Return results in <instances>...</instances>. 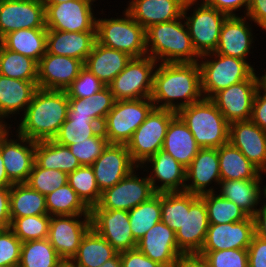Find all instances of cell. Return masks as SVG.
Returning <instances> with one entry per match:
<instances>
[{"label":"cell","mask_w":266,"mask_h":267,"mask_svg":"<svg viewBox=\"0 0 266 267\" xmlns=\"http://www.w3.org/2000/svg\"><path fill=\"white\" fill-rule=\"evenodd\" d=\"M96 1L70 0L59 4L44 5L47 30L66 32L96 31L97 17L94 14V2Z\"/></svg>","instance_id":"obj_12"},{"label":"cell","mask_w":266,"mask_h":267,"mask_svg":"<svg viewBox=\"0 0 266 267\" xmlns=\"http://www.w3.org/2000/svg\"><path fill=\"white\" fill-rule=\"evenodd\" d=\"M263 180V173L257 179L221 180L216 193L234 202L238 207L243 209L248 216L253 217L259 209L258 206L263 204L262 201H266V185L264 186L262 184Z\"/></svg>","instance_id":"obj_28"},{"label":"cell","mask_w":266,"mask_h":267,"mask_svg":"<svg viewBox=\"0 0 266 267\" xmlns=\"http://www.w3.org/2000/svg\"><path fill=\"white\" fill-rule=\"evenodd\" d=\"M246 16L255 26L266 31V0H250Z\"/></svg>","instance_id":"obj_57"},{"label":"cell","mask_w":266,"mask_h":267,"mask_svg":"<svg viewBox=\"0 0 266 267\" xmlns=\"http://www.w3.org/2000/svg\"><path fill=\"white\" fill-rule=\"evenodd\" d=\"M177 267H206L204 263L196 257L183 258Z\"/></svg>","instance_id":"obj_60"},{"label":"cell","mask_w":266,"mask_h":267,"mask_svg":"<svg viewBox=\"0 0 266 267\" xmlns=\"http://www.w3.org/2000/svg\"><path fill=\"white\" fill-rule=\"evenodd\" d=\"M45 214L48 213L44 195L26 183L13 184L10 187L11 221L15 218Z\"/></svg>","instance_id":"obj_37"},{"label":"cell","mask_w":266,"mask_h":267,"mask_svg":"<svg viewBox=\"0 0 266 267\" xmlns=\"http://www.w3.org/2000/svg\"><path fill=\"white\" fill-rule=\"evenodd\" d=\"M198 64L202 93L204 98L209 99L217 92L247 80L257 72L251 62L216 52L200 56Z\"/></svg>","instance_id":"obj_5"},{"label":"cell","mask_w":266,"mask_h":267,"mask_svg":"<svg viewBox=\"0 0 266 267\" xmlns=\"http://www.w3.org/2000/svg\"><path fill=\"white\" fill-rule=\"evenodd\" d=\"M22 242L10 228H0V265L18 267Z\"/></svg>","instance_id":"obj_52"},{"label":"cell","mask_w":266,"mask_h":267,"mask_svg":"<svg viewBox=\"0 0 266 267\" xmlns=\"http://www.w3.org/2000/svg\"><path fill=\"white\" fill-rule=\"evenodd\" d=\"M46 28L40 0H0V39L19 29Z\"/></svg>","instance_id":"obj_17"},{"label":"cell","mask_w":266,"mask_h":267,"mask_svg":"<svg viewBox=\"0 0 266 267\" xmlns=\"http://www.w3.org/2000/svg\"><path fill=\"white\" fill-rule=\"evenodd\" d=\"M101 129L102 126L90 116L75 115L68 109L67 119L53 140L61 145L69 146L77 142L87 141Z\"/></svg>","instance_id":"obj_38"},{"label":"cell","mask_w":266,"mask_h":267,"mask_svg":"<svg viewBox=\"0 0 266 267\" xmlns=\"http://www.w3.org/2000/svg\"><path fill=\"white\" fill-rule=\"evenodd\" d=\"M68 101V109L75 115L90 116L101 126L116 102L108 86H105L90 98H68Z\"/></svg>","instance_id":"obj_39"},{"label":"cell","mask_w":266,"mask_h":267,"mask_svg":"<svg viewBox=\"0 0 266 267\" xmlns=\"http://www.w3.org/2000/svg\"><path fill=\"white\" fill-rule=\"evenodd\" d=\"M265 71V72H264ZM263 73V76H264V83L266 84V70H262Z\"/></svg>","instance_id":"obj_65"},{"label":"cell","mask_w":266,"mask_h":267,"mask_svg":"<svg viewBox=\"0 0 266 267\" xmlns=\"http://www.w3.org/2000/svg\"><path fill=\"white\" fill-rule=\"evenodd\" d=\"M130 228L136 241L156 223L161 221V193H155L148 200L128 211Z\"/></svg>","instance_id":"obj_41"},{"label":"cell","mask_w":266,"mask_h":267,"mask_svg":"<svg viewBox=\"0 0 266 267\" xmlns=\"http://www.w3.org/2000/svg\"><path fill=\"white\" fill-rule=\"evenodd\" d=\"M158 62L146 55L132 58L113 81L107 85L116 101L150 98Z\"/></svg>","instance_id":"obj_9"},{"label":"cell","mask_w":266,"mask_h":267,"mask_svg":"<svg viewBox=\"0 0 266 267\" xmlns=\"http://www.w3.org/2000/svg\"><path fill=\"white\" fill-rule=\"evenodd\" d=\"M131 59L127 53L105 47L96 41L84 67L107 86L125 69Z\"/></svg>","instance_id":"obj_31"},{"label":"cell","mask_w":266,"mask_h":267,"mask_svg":"<svg viewBox=\"0 0 266 267\" xmlns=\"http://www.w3.org/2000/svg\"><path fill=\"white\" fill-rule=\"evenodd\" d=\"M255 235L252 216L239 222L209 224L201 251L247 249Z\"/></svg>","instance_id":"obj_22"},{"label":"cell","mask_w":266,"mask_h":267,"mask_svg":"<svg viewBox=\"0 0 266 267\" xmlns=\"http://www.w3.org/2000/svg\"><path fill=\"white\" fill-rule=\"evenodd\" d=\"M198 197L188 192H162L161 193V221L176 232L184 219V208Z\"/></svg>","instance_id":"obj_44"},{"label":"cell","mask_w":266,"mask_h":267,"mask_svg":"<svg viewBox=\"0 0 266 267\" xmlns=\"http://www.w3.org/2000/svg\"><path fill=\"white\" fill-rule=\"evenodd\" d=\"M250 120L266 132V84L264 82L255 93Z\"/></svg>","instance_id":"obj_53"},{"label":"cell","mask_w":266,"mask_h":267,"mask_svg":"<svg viewBox=\"0 0 266 267\" xmlns=\"http://www.w3.org/2000/svg\"><path fill=\"white\" fill-rule=\"evenodd\" d=\"M175 115L173 110L154 108L135 130L127 148L138 167L162 150L168 126Z\"/></svg>","instance_id":"obj_10"},{"label":"cell","mask_w":266,"mask_h":267,"mask_svg":"<svg viewBox=\"0 0 266 267\" xmlns=\"http://www.w3.org/2000/svg\"><path fill=\"white\" fill-rule=\"evenodd\" d=\"M90 228L91 215H54L47 239L64 261H71Z\"/></svg>","instance_id":"obj_14"},{"label":"cell","mask_w":266,"mask_h":267,"mask_svg":"<svg viewBox=\"0 0 266 267\" xmlns=\"http://www.w3.org/2000/svg\"><path fill=\"white\" fill-rule=\"evenodd\" d=\"M96 41V31L47 30L48 53L79 59L83 63H85Z\"/></svg>","instance_id":"obj_30"},{"label":"cell","mask_w":266,"mask_h":267,"mask_svg":"<svg viewBox=\"0 0 266 267\" xmlns=\"http://www.w3.org/2000/svg\"><path fill=\"white\" fill-rule=\"evenodd\" d=\"M83 67L79 59L46 52L38 62V88L66 90Z\"/></svg>","instance_id":"obj_24"},{"label":"cell","mask_w":266,"mask_h":267,"mask_svg":"<svg viewBox=\"0 0 266 267\" xmlns=\"http://www.w3.org/2000/svg\"><path fill=\"white\" fill-rule=\"evenodd\" d=\"M154 108L151 98L116 101L102 125L109 144L127 145L135 130Z\"/></svg>","instance_id":"obj_8"},{"label":"cell","mask_w":266,"mask_h":267,"mask_svg":"<svg viewBox=\"0 0 266 267\" xmlns=\"http://www.w3.org/2000/svg\"><path fill=\"white\" fill-rule=\"evenodd\" d=\"M106 85L102 83L93 73L83 67L79 75L66 89L68 98H90L103 89Z\"/></svg>","instance_id":"obj_51"},{"label":"cell","mask_w":266,"mask_h":267,"mask_svg":"<svg viewBox=\"0 0 266 267\" xmlns=\"http://www.w3.org/2000/svg\"><path fill=\"white\" fill-rule=\"evenodd\" d=\"M176 114L188 126L198 146L219 148L228 143L229 123L209 98L179 109Z\"/></svg>","instance_id":"obj_4"},{"label":"cell","mask_w":266,"mask_h":267,"mask_svg":"<svg viewBox=\"0 0 266 267\" xmlns=\"http://www.w3.org/2000/svg\"><path fill=\"white\" fill-rule=\"evenodd\" d=\"M206 267H248L247 249L200 251L196 256Z\"/></svg>","instance_id":"obj_49"},{"label":"cell","mask_w":266,"mask_h":267,"mask_svg":"<svg viewBox=\"0 0 266 267\" xmlns=\"http://www.w3.org/2000/svg\"><path fill=\"white\" fill-rule=\"evenodd\" d=\"M35 163L44 169H56L67 174L82 166L68 146L52 140L35 141Z\"/></svg>","instance_id":"obj_36"},{"label":"cell","mask_w":266,"mask_h":267,"mask_svg":"<svg viewBox=\"0 0 266 267\" xmlns=\"http://www.w3.org/2000/svg\"><path fill=\"white\" fill-rule=\"evenodd\" d=\"M188 11L192 13L188 14ZM182 16L196 53L202 56L215 52L222 24L228 16L202 0H186Z\"/></svg>","instance_id":"obj_7"},{"label":"cell","mask_w":266,"mask_h":267,"mask_svg":"<svg viewBox=\"0 0 266 267\" xmlns=\"http://www.w3.org/2000/svg\"><path fill=\"white\" fill-rule=\"evenodd\" d=\"M260 74L255 72L249 79L233 84L211 98L229 124L250 120L255 93L264 82V76Z\"/></svg>","instance_id":"obj_13"},{"label":"cell","mask_w":266,"mask_h":267,"mask_svg":"<svg viewBox=\"0 0 266 267\" xmlns=\"http://www.w3.org/2000/svg\"><path fill=\"white\" fill-rule=\"evenodd\" d=\"M151 100L155 108L177 112L204 98L198 62L158 63Z\"/></svg>","instance_id":"obj_1"},{"label":"cell","mask_w":266,"mask_h":267,"mask_svg":"<svg viewBox=\"0 0 266 267\" xmlns=\"http://www.w3.org/2000/svg\"><path fill=\"white\" fill-rule=\"evenodd\" d=\"M47 213L54 215H90V209L66 183L45 196Z\"/></svg>","instance_id":"obj_42"},{"label":"cell","mask_w":266,"mask_h":267,"mask_svg":"<svg viewBox=\"0 0 266 267\" xmlns=\"http://www.w3.org/2000/svg\"><path fill=\"white\" fill-rule=\"evenodd\" d=\"M228 142L266 174V132L251 120L229 124Z\"/></svg>","instance_id":"obj_26"},{"label":"cell","mask_w":266,"mask_h":267,"mask_svg":"<svg viewBox=\"0 0 266 267\" xmlns=\"http://www.w3.org/2000/svg\"><path fill=\"white\" fill-rule=\"evenodd\" d=\"M209 227L204 200L198 196L184 208L183 225L175 232L179 250L186 257H196L204 244Z\"/></svg>","instance_id":"obj_20"},{"label":"cell","mask_w":266,"mask_h":267,"mask_svg":"<svg viewBox=\"0 0 266 267\" xmlns=\"http://www.w3.org/2000/svg\"><path fill=\"white\" fill-rule=\"evenodd\" d=\"M230 16L223 22L216 53L247 61L255 43L252 21L247 16ZM251 21V22H250ZM251 23V24H250ZM253 43V44H252Z\"/></svg>","instance_id":"obj_25"},{"label":"cell","mask_w":266,"mask_h":267,"mask_svg":"<svg viewBox=\"0 0 266 267\" xmlns=\"http://www.w3.org/2000/svg\"><path fill=\"white\" fill-rule=\"evenodd\" d=\"M12 128L0 129L1 156L10 182L26 183L35 163V141L20 136L16 132H14L16 136L13 135Z\"/></svg>","instance_id":"obj_11"},{"label":"cell","mask_w":266,"mask_h":267,"mask_svg":"<svg viewBox=\"0 0 266 267\" xmlns=\"http://www.w3.org/2000/svg\"><path fill=\"white\" fill-rule=\"evenodd\" d=\"M0 44L39 62L47 52V28L19 29L3 36Z\"/></svg>","instance_id":"obj_33"},{"label":"cell","mask_w":266,"mask_h":267,"mask_svg":"<svg viewBox=\"0 0 266 267\" xmlns=\"http://www.w3.org/2000/svg\"><path fill=\"white\" fill-rule=\"evenodd\" d=\"M136 248L163 267H177L186 257L178 248L176 233L162 221L137 241Z\"/></svg>","instance_id":"obj_19"},{"label":"cell","mask_w":266,"mask_h":267,"mask_svg":"<svg viewBox=\"0 0 266 267\" xmlns=\"http://www.w3.org/2000/svg\"><path fill=\"white\" fill-rule=\"evenodd\" d=\"M68 174L56 169L40 168L34 163L26 184L46 196L67 183Z\"/></svg>","instance_id":"obj_48"},{"label":"cell","mask_w":266,"mask_h":267,"mask_svg":"<svg viewBox=\"0 0 266 267\" xmlns=\"http://www.w3.org/2000/svg\"><path fill=\"white\" fill-rule=\"evenodd\" d=\"M58 267H75L70 261H63Z\"/></svg>","instance_id":"obj_64"},{"label":"cell","mask_w":266,"mask_h":267,"mask_svg":"<svg viewBox=\"0 0 266 267\" xmlns=\"http://www.w3.org/2000/svg\"><path fill=\"white\" fill-rule=\"evenodd\" d=\"M91 167L102 193L119 183L138 166L133 162L127 145L108 144Z\"/></svg>","instance_id":"obj_18"},{"label":"cell","mask_w":266,"mask_h":267,"mask_svg":"<svg viewBox=\"0 0 266 267\" xmlns=\"http://www.w3.org/2000/svg\"><path fill=\"white\" fill-rule=\"evenodd\" d=\"M10 224V187H0V228H9Z\"/></svg>","instance_id":"obj_58"},{"label":"cell","mask_w":266,"mask_h":267,"mask_svg":"<svg viewBox=\"0 0 266 267\" xmlns=\"http://www.w3.org/2000/svg\"><path fill=\"white\" fill-rule=\"evenodd\" d=\"M248 250V267H266V241L254 235Z\"/></svg>","instance_id":"obj_56"},{"label":"cell","mask_w":266,"mask_h":267,"mask_svg":"<svg viewBox=\"0 0 266 267\" xmlns=\"http://www.w3.org/2000/svg\"><path fill=\"white\" fill-rule=\"evenodd\" d=\"M140 167L147 171L155 192H184L186 168L164 150H159Z\"/></svg>","instance_id":"obj_21"},{"label":"cell","mask_w":266,"mask_h":267,"mask_svg":"<svg viewBox=\"0 0 266 267\" xmlns=\"http://www.w3.org/2000/svg\"><path fill=\"white\" fill-rule=\"evenodd\" d=\"M50 219L51 216L48 214L15 218L11 221L9 228L22 243L47 239Z\"/></svg>","instance_id":"obj_47"},{"label":"cell","mask_w":266,"mask_h":267,"mask_svg":"<svg viewBox=\"0 0 266 267\" xmlns=\"http://www.w3.org/2000/svg\"><path fill=\"white\" fill-rule=\"evenodd\" d=\"M64 260L48 239L22 243L18 267H58Z\"/></svg>","instance_id":"obj_43"},{"label":"cell","mask_w":266,"mask_h":267,"mask_svg":"<svg viewBox=\"0 0 266 267\" xmlns=\"http://www.w3.org/2000/svg\"><path fill=\"white\" fill-rule=\"evenodd\" d=\"M38 89V82L23 81L4 77L0 75V126L11 127L5 119L20 117L26 111L35 91ZM22 112V114H20ZM12 116V117H11Z\"/></svg>","instance_id":"obj_27"},{"label":"cell","mask_w":266,"mask_h":267,"mask_svg":"<svg viewBox=\"0 0 266 267\" xmlns=\"http://www.w3.org/2000/svg\"><path fill=\"white\" fill-rule=\"evenodd\" d=\"M122 267H163L151 260L137 248L120 253Z\"/></svg>","instance_id":"obj_55"},{"label":"cell","mask_w":266,"mask_h":267,"mask_svg":"<svg viewBox=\"0 0 266 267\" xmlns=\"http://www.w3.org/2000/svg\"><path fill=\"white\" fill-rule=\"evenodd\" d=\"M67 183L90 210L100 202L102 193L91 166L82 165L69 173Z\"/></svg>","instance_id":"obj_46"},{"label":"cell","mask_w":266,"mask_h":267,"mask_svg":"<svg viewBox=\"0 0 266 267\" xmlns=\"http://www.w3.org/2000/svg\"><path fill=\"white\" fill-rule=\"evenodd\" d=\"M206 5L213 7L220 12L230 16H240L236 11H240L243 7L244 16L250 4V0H202Z\"/></svg>","instance_id":"obj_54"},{"label":"cell","mask_w":266,"mask_h":267,"mask_svg":"<svg viewBox=\"0 0 266 267\" xmlns=\"http://www.w3.org/2000/svg\"><path fill=\"white\" fill-rule=\"evenodd\" d=\"M135 168L119 183L102 192L98 206L101 209L129 211L152 197L156 192L153 190L148 176L140 177Z\"/></svg>","instance_id":"obj_15"},{"label":"cell","mask_w":266,"mask_h":267,"mask_svg":"<svg viewBox=\"0 0 266 267\" xmlns=\"http://www.w3.org/2000/svg\"><path fill=\"white\" fill-rule=\"evenodd\" d=\"M68 107L66 90L38 88L25 113L21 118L19 117L17 128H13V130L29 140H52L67 119Z\"/></svg>","instance_id":"obj_2"},{"label":"cell","mask_w":266,"mask_h":267,"mask_svg":"<svg viewBox=\"0 0 266 267\" xmlns=\"http://www.w3.org/2000/svg\"><path fill=\"white\" fill-rule=\"evenodd\" d=\"M91 227L118 252L137 247L125 210L101 209L98 205L90 210Z\"/></svg>","instance_id":"obj_16"},{"label":"cell","mask_w":266,"mask_h":267,"mask_svg":"<svg viewBox=\"0 0 266 267\" xmlns=\"http://www.w3.org/2000/svg\"><path fill=\"white\" fill-rule=\"evenodd\" d=\"M0 75L37 82L38 62L28 56L8 50L0 44Z\"/></svg>","instance_id":"obj_40"},{"label":"cell","mask_w":266,"mask_h":267,"mask_svg":"<svg viewBox=\"0 0 266 267\" xmlns=\"http://www.w3.org/2000/svg\"><path fill=\"white\" fill-rule=\"evenodd\" d=\"M186 0H129L124 9L145 30L151 25L182 16Z\"/></svg>","instance_id":"obj_29"},{"label":"cell","mask_w":266,"mask_h":267,"mask_svg":"<svg viewBox=\"0 0 266 267\" xmlns=\"http://www.w3.org/2000/svg\"><path fill=\"white\" fill-rule=\"evenodd\" d=\"M101 267H122L120 253H117L113 258L104 262Z\"/></svg>","instance_id":"obj_62"},{"label":"cell","mask_w":266,"mask_h":267,"mask_svg":"<svg viewBox=\"0 0 266 267\" xmlns=\"http://www.w3.org/2000/svg\"><path fill=\"white\" fill-rule=\"evenodd\" d=\"M200 197L205 202L209 224L239 222L248 217L243 209L216 192L205 193Z\"/></svg>","instance_id":"obj_45"},{"label":"cell","mask_w":266,"mask_h":267,"mask_svg":"<svg viewBox=\"0 0 266 267\" xmlns=\"http://www.w3.org/2000/svg\"><path fill=\"white\" fill-rule=\"evenodd\" d=\"M147 55L158 63H195L196 53L183 16L146 29Z\"/></svg>","instance_id":"obj_3"},{"label":"cell","mask_w":266,"mask_h":267,"mask_svg":"<svg viewBox=\"0 0 266 267\" xmlns=\"http://www.w3.org/2000/svg\"><path fill=\"white\" fill-rule=\"evenodd\" d=\"M13 184L10 182L3 163L0 150V187H11Z\"/></svg>","instance_id":"obj_61"},{"label":"cell","mask_w":266,"mask_h":267,"mask_svg":"<svg viewBox=\"0 0 266 267\" xmlns=\"http://www.w3.org/2000/svg\"><path fill=\"white\" fill-rule=\"evenodd\" d=\"M118 252L92 227L83 236L77 254L70 261L75 267H101Z\"/></svg>","instance_id":"obj_34"},{"label":"cell","mask_w":266,"mask_h":267,"mask_svg":"<svg viewBox=\"0 0 266 267\" xmlns=\"http://www.w3.org/2000/svg\"><path fill=\"white\" fill-rule=\"evenodd\" d=\"M220 181L217 148L200 149L190 165L186 168V184L184 191L198 196L205 193L216 192ZM212 183L214 186H210Z\"/></svg>","instance_id":"obj_23"},{"label":"cell","mask_w":266,"mask_h":267,"mask_svg":"<svg viewBox=\"0 0 266 267\" xmlns=\"http://www.w3.org/2000/svg\"><path fill=\"white\" fill-rule=\"evenodd\" d=\"M44 5H53V4H59L63 2H67L70 0H40Z\"/></svg>","instance_id":"obj_63"},{"label":"cell","mask_w":266,"mask_h":267,"mask_svg":"<svg viewBox=\"0 0 266 267\" xmlns=\"http://www.w3.org/2000/svg\"><path fill=\"white\" fill-rule=\"evenodd\" d=\"M255 223V235L266 241V201L253 216Z\"/></svg>","instance_id":"obj_59"},{"label":"cell","mask_w":266,"mask_h":267,"mask_svg":"<svg viewBox=\"0 0 266 267\" xmlns=\"http://www.w3.org/2000/svg\"><path fill=\"white\" fill-rule=\"evenodd\" d=\"M221 180L257 179L262 172L229 142L217 148Z\"/></svg>","instance_id":"obj_35"},{"label":"cell","mask_w":266,"mask_h":267,"mask_svg":"<svg viewBox=\"0 0 266 267\" xmlns=\"http://www.w3.org/2000/svg\"><path fill=\"white\" fill-rule=\"evenodd\" d=\"M108 144L109 142L101 129L95 136L87 139V141L77 142L68 147L81 165L91 166Z\"/></svg>","instance_id":"obj_50"},{"label":"cell","mask_w":266,"mask_h":267,"mask_svg":"<svg viewBox=\"0 0 266 267\" xmlns=\"http://www.w3.org/2000/svg\"><path fill=\"white\" fill-rule=\"evenodd\" d=\"M200 149L188 126L176 114L168 126L162 150L187 168Z\"/></svg>","instance_id":"obj_32"},{"label":"cell","mask_w":266,"mask_h":267,"mask_svg":"<svg viewBox=\"0 0 266 267\" xmlns=\"http://www.w3.org/2000/svg\"><path fill=\"white\" fill-rule=\"evenodd\" d=\"M122 14L117 18H96L97 42L132 58L146 56V30L125 9Z\"/></svg>","instance_id":"obj_6"}]
</instances>
